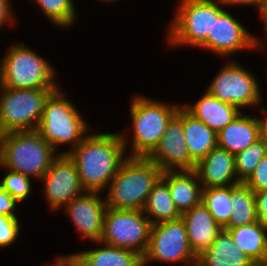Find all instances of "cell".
<instances>
[{"label":"cell","mask_w":267,"mask_h":266,"mask_svg":"<svg viewBox=\"0 0 267 266\" xmlns=\"http://www.w3.org/2000/svg\"><path fill=\"white\" fill-rule=\"evenodd\" d=\"M92 133L67 155L77 167L84 190L104 193L128 155L120 132Z\"/></svg>","instance_id":"cell-1"},{"label":"cell","mask_w":267,"mask_h":266,"mask_svg":"<svg viewBox=\"0 0 267 266\" xmlns=\"http://www.w3.org/2000/svg\"><path fill=\"white\" fill-rule=\"evenodd\" d=\"M130 102L129 117H131L132 129L130 127L129 132L125 130L120 134L128 156L147 157L158 145L169 121L177 113L181 104L165 103L141 93L134 94ZM127 132L129 135L126 134Z\"/></svg>","instance_id":"cell-2"},{"label":"cell","mask_w":267,"mask_h":266,"mask_svg":"<svg viewBox=\"0 0 267 266\" xmlns=\"http://www.w3.org/2000/svg\"><path fill=\"white\" fill-rule=\"evenodd\" d=\"M162 172L148 157L128 156L105 190L106 206L118 210H143Z\"/></svg>","instance_id":"cell-3"},{"label":"cell","mask_w":267,"mask_h":266,"mask_svg":"<svg viewBox=\"0 0 267 266\" xmlns=\"http://www.w3.org/2000/svg\"><path fill=\"white\" fill-rule=\"evenodd\" d=\"M59 154L37 130L0 134V166L41 180Z\"/></svg>","instance_id":"cell-4"},{"label":"cell","mask_w":267,"mask_h":266,"mask_svg":"<svg viewBox=\"0 0 267 266\" xmlns=\"http://www.w3.org/2000/svg\"><path fill=\"white\" fill-rule=\"evenodd\" d=\"M90 128L60 87L46 99L37 131L58 154H67L83 141ZM61 145H67L68 150L58 152Z\"/></svg>","instance_id":"cell-5"},{"label":"cell","mask_w":267,"mask_h":266,"mask_svg":"<svg viewBox=\"0 0 267 266\" xmlns=\"http://www.w3.org/2000/svg\"><path fill=\"white\" fill-rule=\"evenodd\" d=\"M6 51L0 59V85L2 87L16 89L60 87L56 81L58 72L54 69L55 67L38 51L18 41Z\"/></svg>","instance_id":"cell-6"},{"label":"cell","mask_w":267,"mask_h":266,"mask_svg":"<svg viewBox=\"0 0 267 266\" xmlns=\"http://www.w3.org/2000/svg\"><path fill=\"white\" fill-rule=\"evenodd\" d=\"M57 89H16L0 85V134L37 130L44 103Z\"/></svg>","instance_id":"cell-7"},{"label":"cell","mask_w":267,"mask_h":266,"mask_svg":"<svg viewBox=\"0 0 267 266\" xmlns=\"http://www.w3.org/2000/svg\"><path fill=\"white\" fill-rule=\"evenodd\" d=\"M176 4L174 17L167 24V47L199 49L212 31L213 0H179Z\"/></svg>","instance_id":"cell-8"},{"label":"cell","mask_w":267,"mask_h":266,"mask_svg":"<svg viewBox=\"0 0 267 266\" xmlns=\"http://www.w3.org/2000/svg\"><path fill=\"white\" fill-rule=\"evenodd\" d=\"M221 0H213V25L207 41L199 48L221 57L235 55L241 51L266 50V43L252 34L231 11H227ZM263 49V50H262Z\"/></svg>","instance_id":"cell-9"},{"label":"cell","mask_w":267,"mask_h":266,"mask_svg":"<svg viewBox=\"0 0 267 266\" xmlns=\"http://www.w3.org/2000/svg\"><path fill=\"white\" fill-rule=\"evenodd\" d=\"M229 60L221 66L205 89L215 98L230 103L241 111L247 108H259L264 101L256 74L248 71L235 61L236 59Z\"/></svg>","instance_id":"cell-10"},{"label":"cell","mask_w":267,"mask_h":266,"mask_svg":"<svg viewBox=\"0 0 267 266\" xmlns=\"http://www.w3.org/2000/svg\"><path fill=\"white\" fill-rule=\"evenodd\" d=\"M155 262L196 266L197 256L189 244L182 218L152 225L149 245L143 256V266Z\"/></svg>","instance_id":"cell-11"},{"label":"cell","mask_w":267,"mask_h":266,"mask_svg":"<svg viewBox=\"0 0 267 266\" xmlns=\"http://www.w3.org/2000/svg\"><path fill=\"white\" fill-rule=\"evenodd\" d=\"M152 224L143 210H118L107 207L100 242L145 255Z\"/></svg>","instance_id":"cell-12"},{"label":"cell","mask_w":267,"mask_h":266,"mask_svg":"<svg viewBox=\"0 0 267 266\" xmlns=\"http://www.w3.org/2000/svg\"><path fill=\"white\" fill-rule=\"evenodd\" d=\"M41 181L51 212H60L73 198L86 192L81 185L77 167L67 154H59L53 160Z\"/></svg>","instance_id":"cell-13"},{"label":"cell","mask_w":267,"mask_h":266,"mask_svg":"<svg viewBox=\"0 0 267 266\" xmlns=\"http://www.w3.org/2000/svg\"><path fill=\"white\" fill-rule=\"evenodd\" d=\"M183 132L184 107L181 105L158 145L147 157L163 171L194 170L196 162L190 156Z\"/></svg>","instance_id":"cell-14"},{"label":"cell","mask_w":267,"mask_h":266,"mask_svg":"<svg viewBox=\"0 0 267 266\" xmlns=\"http://www.w3.org/2000/svg\"><path fill=\"white\" fill-rule=\"evenodd\" d=\"M99 192H85L73 198L62 209L84 241H100L103 233L105 198ZM68 214V215H67Z\"/></svg>","instance_id":"cell-15"},{"label":"cell","mask_w":267,"mask_h":266,"mask_svg":"<svg viewBox=\"0 0 267 266\" xmlns=\"http://www.w3.org/2000/svg\"><path fill=\"white\" fill-rule=\"evenodd\" d=\"M202 188L226 187L239 183L235 170V155L216 146L194 168Z\"/></svg>","instance_id":"cell-16"},{"label":"cell","mask_w":267,"mask_h":266,"mask_svg":"<svg viewBox=\"0 0 267 266\" xmlns=\"http://www.w3.org/2000/svg\"><path fill=\"white\" fill-rule=\"evenodd\" d=\"M181 218L186 225L189 244L197 257L211 246L223 229L202 201L185 211Z\"/></svg>","instance_id":"cell-17"},{"label":"cell","mask_w":267,"mask_h":266,"mask_svg":"<svg viewBox=\"0 0 267 266\" xmlns=\"http://www.w3.org/2000/svg\"><path fill=\"white\" fill-rule=\"evenodd\" d=\"M258 116L242 111L231 123L217 133V146L236 154L261 138Z\"/></svg>","instance_id":"cell-18"},{"label":"cell","mask_w":267,"mask_h":266,"mask_svg":"<svg viewBox=\"0 0 267 266\" xmlns=\"http://www.w3.org/2000/svg\"><path fill=\"white\" fill-rule=\"evenodd\" d=\"M197 100L195 103L187 102L182 106L216 133L224 129L242 112L236 106L215 98L207 90Z\"/></svg>","instance_id":"cell-19"},{"label":"cell","mask_w":267,"mask_h":266,"mask_svg":"<svg viewBox=\"0 0 267 266\" xmlns=\"http://www.w3.org/2000/svg\"><path fill=\"white\" fill-rule=\"evenodd\" d=\"M173 202L181 214L202 200V185L194 170L163 171Z\"/></svg>","instance_id":"cell-20"},{"label":"cell","mask_w":267,"mask_h":266,"mask_svg":"<svg viewBox=\"0 0 267 266\" xmlns=\"http://www.w3.org/2000/svg\"><path fill=\"white\" fill-rule=\"evenodd\" d=\"M92 243L99 247L70 253L76 266H143V257L135 251L100 241Z\"/></svg>","instance_id":"cell-21"},{"label":"cell","mask_w":267,"mask_h":266,"mask_svg":"<svg viewBox=\"0 0 267 266\" xmlns=\"http://www.w3.org/2000/svg\"><path fill=\"white\" fill-rule=\"evenodd\" d=\"M196 266H257L233 241L227 230L197 257Z\"/></svg>","instance_id":"cell-22"},{"label":"cell","mask_w":267,"mask_h":266,"mask_svg":"<svg viewBox=\"0 0 267 266\" xmlns=\"http://www.w3.org/2000/svg\"><path fill=\"white\" fill-rule=\"evenodd\" d=\"M234 243L257 265L267 262V226L260 221L235 228H223Z\"/></svg>","instance_id":"cell-23"},{"label":"cell","mask_w":267,"mask_h":266,"mask_svg":"<svg viewBox=\"0 0 267 266\" xmlns=\"http://www.w3.org/2000/svg\"><path fill=\"white\" fill-rule=\"evenodd\" d=\"M183 133L190 156L196 163L217 146V133L185 108Z\"/></svg>","instance_id":"cell-24"},{"label":"cell","mask_w":267,"mask_h":266,"mask_svg":"<svg viewBox=\"0 0 267 266\" xmlns=\"http://www.w3.org/2000/svg\"><path fill=\"white\" fill-rule=\"evenodd\" d=\"M143 212L152 225L163 221L178 220L182 216L173 202L167 183L162 178L149 193Z\"/></svg>","instance_id":"cell-25"},{"label":"cell","mask_w":267,"mask_h":266,"mask_svg":"<svg viewBox=\"0 0 267 266\" xmlns=\"http://www.w3.org/2000/svg\"><path fill=\"white\" fill-rule=\"evenodd\" d=\"M232 213L223 228H235L258 221L255 192L244 182L231 185Z\"/></svg>","instance_id":"cell-26"},{"label":"cell","mask_w":267,"mask_h":266,"mask_svg":"<svg viewBox=\"0 0 267 266\" xmlns=\"http://www.w3.org/2000/svg\"><path fill=\"white\" fill-rule=\"evenodd\" d=\"M31 1V0H30ZM53 25L57 28L72 27L77 22L76 7L73 0H32Z\"/></svg>","instance_id":"cell-27"},{"label":"cell","mask_w":267,"mask_h":266,"mask_svg":"<svg viewBox=\"0 0 267 266\" xmlns=\"http://www.w3.org/2000/svg\"><path fill=\"white\" fill-rule=\"evenodd\" d=\"M201 201L221 227L228 223L232 213L231 185L203 188Z\"/></svg>","instance_id":"cell-28"},{"label":"cell","mask_w":267,"mask_h":266,"mask_svg":"<svg viewBox=\"0 0 267 266\" xmlns=\"http://www.w3.org/2000/svg\"><path fill=\"white\" fill-rule=\"evenodd\" d=\"M267 155V141L261 137L245 150L235 154L236 176L245 182L253 173L260 160Z\"/></svg>","instance_id":"cell-29"},{"label":"cell","mask_w":267,"mask_h":266,"mask_svg":"<svg viewBox=\"0 0 267 266\" xmlns=\"http://www.w3.org/2000/svg\"><path fill=\"white\" fill-rule=\"evenodd\" d=\"M6 175H3L0 180V186L6 190L14 199L20 204L30 197L33 191L31 177L23 175L18 172H14L5 168Z\"/></svg>","instance_id":"cell-30"},{"label":"cell","mask_w":267,"mask_h":266,"mask_svg":"<svg viewBox=\"0 0 267 266\" xmlns=\"http://www.w3.org/2000/svg\"><path fill=\"white\" fill-rule=\"evenodd\" d=\"M20 226L18 217L0 214V248H7L16 243L20 236V228H22Z\"/></svg>","instance_id":"cell-31"},{"label":"cell","mask_w":267,"mask_h":266,"mask_svg":"<svg viewBox=\"0 0 267 266\" xmlns=\"http://www.w3.org/2000/svg\"><path fill=\"white\" fill-rule=\"evenodd\" d=\"M244 183L254 192L267 189V155L260 160Z\"/></svg>","instance_id":"cell-32"},{"label":"cell","mask_w":267,"mask_h":266,"mask_svg":"<svg viewBox=\"0 0 267 266\" xmlns=\"http://www.w3.org/2000/svg\"><path fill=\"white\" fill-rule=\"evenodd\" d=\"M20 203L0 186V214L17 217V205Z\"/></svg>","instance_id":"cell-33"},{"label":"cell","mask_w":267,"mask_h":266,"mask_svg":"<svg viewBox=\"0 0 267 266\" xmlns=\"http://www.w3.org/2000/svg\"><path fill=\"white\" fill-rule=\"evenodd\" d=\"M12 0H0V30L6 25L11 27L17 24L16 14L11 6Z\"/></svg>","instance_id":"cell-34"},{"label":"cell","mask_w":267,"mask_h":266,"mask_svg":"<svg viewBox=\"0 0 267 266\" xmlns=\"http://www.w3.org/2000/svg\"><path fill=\"white\" fill-rule=\"evenodd\" d=\"M255 199L258 221L267 226V189L255 192Z\"/></svg>","instance_id":"cell-35"},{"label":"cell","mask_w":267,"mask_h":266,"mask_svg":"<svg viewBox=\"0 0 267 266\" xmlns=\"http://www.w3.org/2000/svg\"><path fill=\"white\" fill-rule=\"evenodd\" d=\"M222 3L226 6V7H230L231 6H239L241 7L242 6H254L253 9L255 8L256 10H258L259 6H260V3L263 1V0H221Z\"/></svg>","instance_id":"cell-36"},{"label":"cell","mask_w":267,"mask_h":266,"mask_svg":"<svg viewBox=\"0 0 267 266\" xmlns=\"http://www.w3.org/2000/svg\"><path fill=\"white\" fill-rule=\"evenodd\" d=\"M57 259L53 260V264L50 266H76L75 259L72 257L71 254L57 256ZM47 266H49L47 264Z\"/></svg>","instance_id":"cell-37"},{"label":"cell","mask_w":267,"mask_h":266,"mask_svg":"<svg viewBox=\"0 0 267 266\" xmlns=\"http://www.w3.org/2000/svg\"><path fill=\"white\" fill-rule=\"evenodd\" d=\"M259 108L260 109L258 110L260 114L263 115V117L261 116V118L259 116L260 126H261V137H263L267 141V110L262 105Z\"/></svg>","instance_id":"cell-38"},{"label":"cell","mask_w":267,"mask_h":266,"mask_svg":"<svg viewBox=\"0 0 267 266\" xmlns=\"http://www.w3.org/2000/svg\"><path fill=\"white\" fill-rule=\"evenodd\" d=\"M257 12H258V15L260 16L259 18H261L263 28L266 31L265 33L267 34V0H263L260 3V6H259ZM266 43H267V41H266Z\"/></svg>","instance_id":"cell-39"},{"label":"cell","mask_w":267,"mask_h":266,"mask_svg":"<svg viewBox=\"0 0 267 266\" xmlns=\"http://www.w3.org/2000/svg\"><path fill=\"white\" fill-rule=\"evenodd\" d=\"M96 1H99V2H101V3H112V2H115V1H117V0H96ZM118 1H120V0H118Z\"/></svg>","instance_id":"cell-40"}]
</instances>
